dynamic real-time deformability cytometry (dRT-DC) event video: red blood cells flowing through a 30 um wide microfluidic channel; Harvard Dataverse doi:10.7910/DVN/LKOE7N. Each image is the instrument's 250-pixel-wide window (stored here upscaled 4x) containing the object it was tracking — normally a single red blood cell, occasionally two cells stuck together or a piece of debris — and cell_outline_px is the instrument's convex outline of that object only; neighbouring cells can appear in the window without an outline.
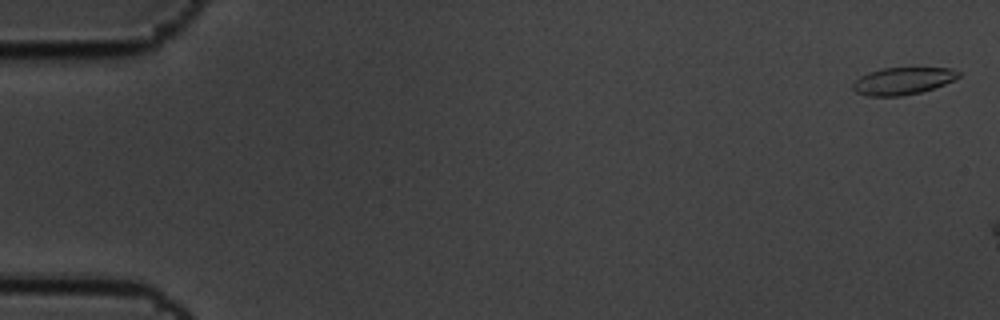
{"species": "common noctule bat (a hibernating species)", "species_latin": "Nyctalus noctula", "temperature_condition": "cold", "stored_images_in_passage": 3, "camera_frame_rate_fps": 3000, "um_per_image_px": 0.085, "animal": {"sex": "male", "body_mass_g": 19.5, "forearm_length_mm": 54.6}, "frame": {"image": 1, "passage_image": 1, "time_ms": 0.0, "image_size_px": [1000, 320], "cell_outline_px": [[960, 76], [944, 84], [920, 92], [900, 96], [868, 96], [856, 92], [852, 88], [852, 84], [860, 76], [868, 72], [884, 68], [952, 68], [960, 72]], "centroid_in_image_um": [76.71, 6.88], "position_along_channel_um": 8.3, "area_um2": 16.59}}